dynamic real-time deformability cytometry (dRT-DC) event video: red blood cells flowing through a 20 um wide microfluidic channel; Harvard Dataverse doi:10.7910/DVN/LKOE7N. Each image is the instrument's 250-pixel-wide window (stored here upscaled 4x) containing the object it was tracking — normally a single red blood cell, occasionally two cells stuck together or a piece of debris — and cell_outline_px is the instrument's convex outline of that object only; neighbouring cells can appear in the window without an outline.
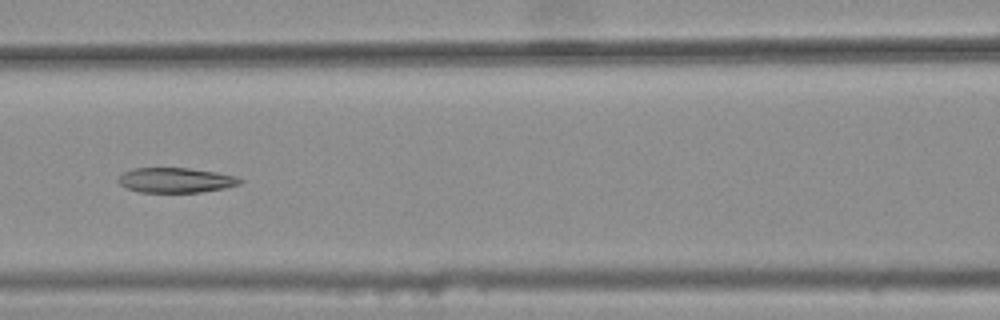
{"species": "common noctule bat (a hibernating species)", "species_latin": "Nyctalus noctula", "temperature_condition": "warm", "stored_images_in_passage": 10, "camera_frame_rate_fps": 3000, "um_per_image_px": 0.085, "animal": {"sex": "female", "body_mass_g": 25.1}, "frame": {"image": 1, "passage_image": 7, "time_ms": 2.0, "image_size_px": [1000, 320], "cell_outline_px": [[244, 180], [240, 184], [224, 188], [200, 192], [140, 192], [128, 188], [120, 184], [116, 180], [124, 172], [136, 168], [188, 168], [216, 172], [236, 176]], "centroid_in_image_um": [14.96, 15.31], "position_along_channel_um": 151.6, "area_um2": 17.57}}
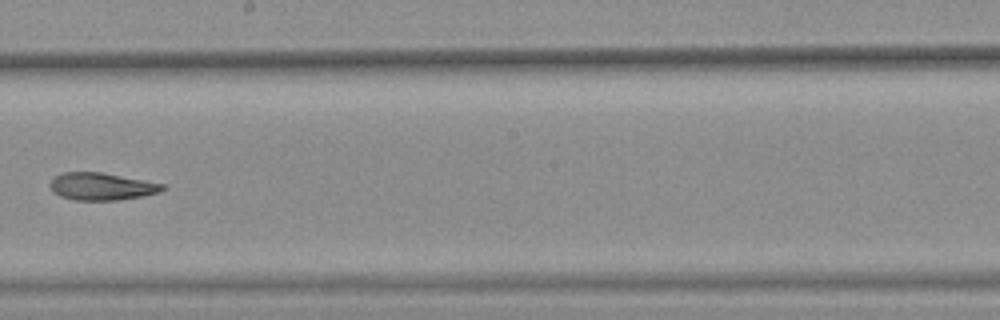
{"frame": {"image": 2, "passage_image": 9, "time_ms": 2.667, "image_size_px": [1000, 320], "cell_outline_px": [[168, 188], [160, 192], [140, 196], [116, 200], [72, 200], [60, 196], [48, 184], [56, 176], [64, 172], [100, 172], [164, 184]], "centroid_in_image_um": [8.65, 15.85], "position_along_channel_um": 239.6, "area_um2": 17.69}}
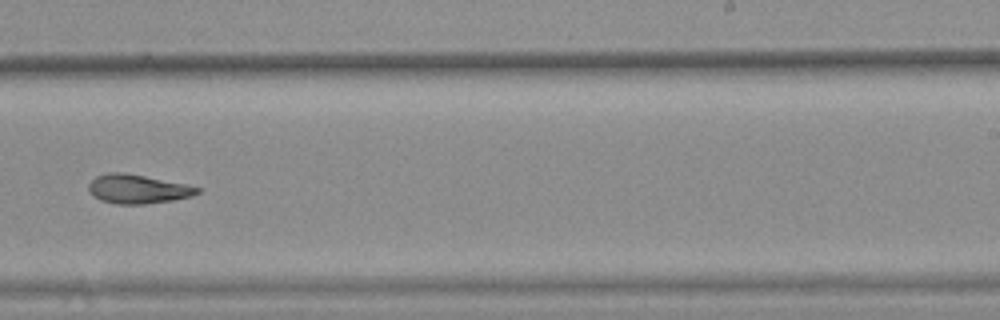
{"frame": {"image": 3, "passage_image": 10, "time_ms": 3.0, "image_size_px": [1000, 320], "cell_outline_px": [[200, 192], [192, 196], [172, 200], [144, 204], [116, 204], [100, 200], [92, 196], [88, 188], [88, 184], [96, 176], [108, 172], [124, 172], [188, 184], [200, 188]], "centroid_in_image_um": [11.69, 16.06], "position_along_channel_um": 277.3, "area_um2": 18.5}}